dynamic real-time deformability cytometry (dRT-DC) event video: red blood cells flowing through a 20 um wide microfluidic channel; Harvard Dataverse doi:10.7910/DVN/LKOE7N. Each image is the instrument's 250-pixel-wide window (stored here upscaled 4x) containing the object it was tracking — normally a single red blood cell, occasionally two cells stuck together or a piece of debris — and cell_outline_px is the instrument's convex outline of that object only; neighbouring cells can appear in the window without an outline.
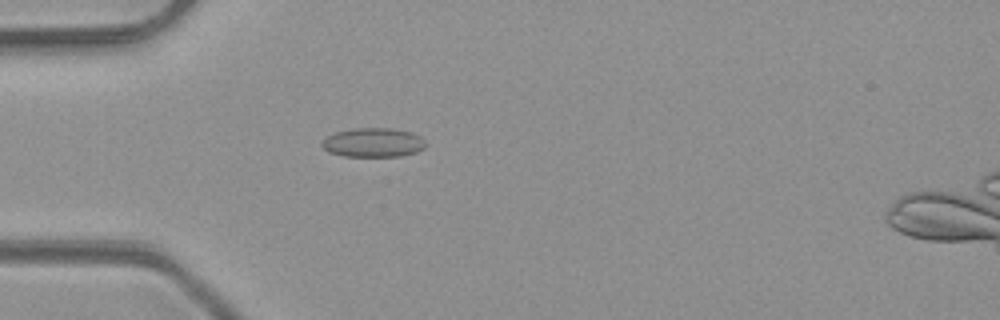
{"species": "common noctule bat (a hibernating species)", "species_latin": "Nyctalus noctula", "temperature_condition": "room temperature", "stored_images_in_passage": 3, "camera_frame_rate_fps": 3000, "um_per_image_px": 0.085, "animal": {"sex": "male", "body_mass_g": 23.1, "forearm_length_mm": 52.7}, "frame": {"image": 1, "passage_image": 3, "time_ms": 3.333, "image_size_px": [1000, 320], "cell_outline_px": [[428, 144], [424, 148], [416, 152], [400, 156], [344, 156], [328, 152], [320, 144], [328, 136], [336, 132], [352, 128], [392, 128], [412, 132], [420, 136]], "centroid_in_image_um": [31.75, 12.11], "position_along_channel_um": 53.2, "area_um2": 17.69}}